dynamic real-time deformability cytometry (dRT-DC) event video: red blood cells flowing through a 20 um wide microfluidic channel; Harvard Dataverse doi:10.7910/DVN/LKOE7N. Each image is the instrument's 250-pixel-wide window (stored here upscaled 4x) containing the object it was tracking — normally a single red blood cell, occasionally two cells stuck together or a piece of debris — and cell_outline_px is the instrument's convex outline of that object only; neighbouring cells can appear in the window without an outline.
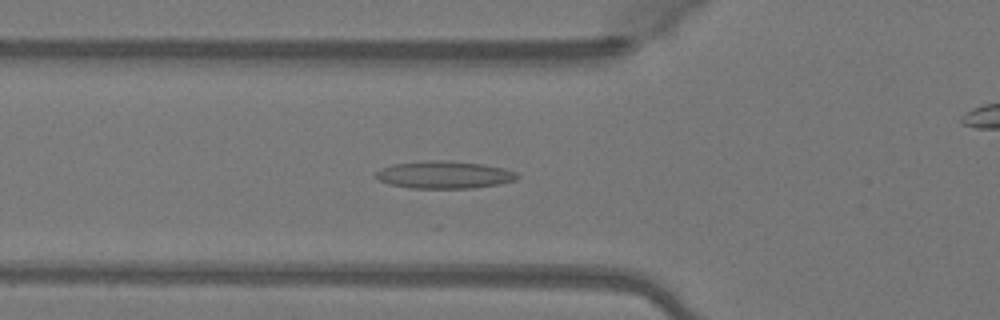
{"species": "Egyptian fruit bat (a non-hibernating species)", "species_latin": "Rousettus aegyptiacus", "temperature_condition": "warm", "stored_images_in_passage": 27, "camera_frame_rate_fps": 3000, "um_per_image_px": 0.085, "animal": {"sex": "female"}, "frame": {"image": 1, "passage_image": 16, "time_ms": 5.0, "image_size_px": [1000, 320], "cell_outline_px": [[520, 176], [516, 180], [500, 184], [472, 188], [412, 188], [388, 184], [380, 180], [376, 176], [376, 172], [380, 168], [392, 164], [428, 160], [448, 160], [484, 164], [504, 168], [516, 172]], "centroid_in_image_um": [37.78, 14.85], "position_along_channel_um": 88.0, "area_um2": 22.77}}
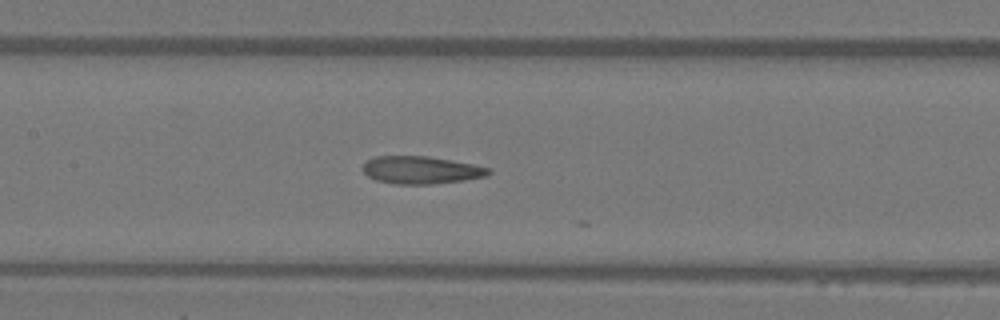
{"frame": {"image": 2, "passage_image": 22, "time_ms": 7.0, "image_size_px": [1000, 320], "cell_outline_px": [[492, 172], [488, 176], [464, 180], [432, 184], [396, 184], [376, 180], [368, 176], [364, 172], [364, 164], [368, 160], [376, 156], [428, 156], [472, 164], [488, 168]], "centroid_in_image_um": [35.8, 14.45], "position_along_channel_um": 171.6, "area_um2": 20.06}}
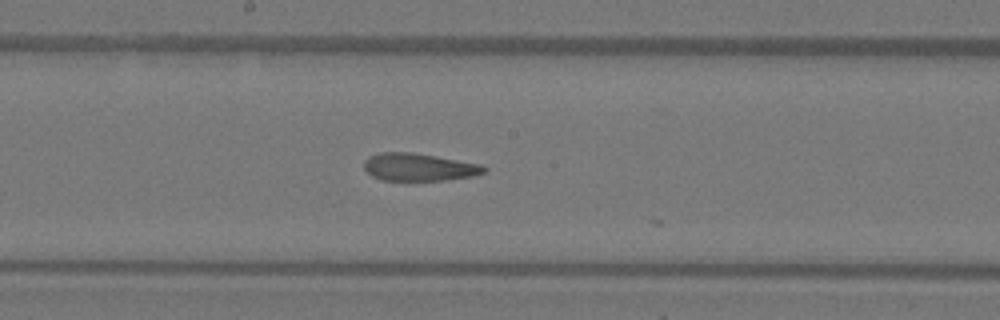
{"frame": {"image": 3, "passage_image": 25, "time_ms": 8.0, "image_size_px": [1000, 320], "cell_outline_px": [[488, 168], [484, 172], [476, 176], [444, 180], [380, 180], [372, 176], [364, 168], [364, 160], [368, 156], [380, 152], [412, 152], [484, 164]], "centroid_in_image_um": [35.64, 14.2], "position_along_channel_um": 212.6, "area_um2": 19.54}}